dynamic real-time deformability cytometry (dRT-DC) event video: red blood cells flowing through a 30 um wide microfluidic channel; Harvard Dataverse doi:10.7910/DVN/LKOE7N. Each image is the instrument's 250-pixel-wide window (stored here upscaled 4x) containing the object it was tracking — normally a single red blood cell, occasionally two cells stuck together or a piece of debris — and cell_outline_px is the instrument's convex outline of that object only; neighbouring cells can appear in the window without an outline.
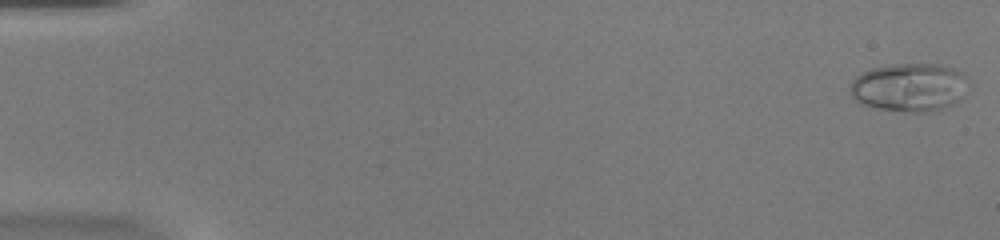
{"species": "common noctule bat (a hibernating species)", "species_latin": "Nyctalus noctula", "temperature_condition": "warm", "stored_images_in_passage": 52, "camera_frame_rate_fps": 3000, "um_per_image_px": 0.085, "animal": {"sex": "female", "body_mass_g": 20.0, "forearm_length_mm": 54.0}, "frame": {"image": 1, "passage_image": 1, "time_ms": 0.0, "image_size_px": [1000, 240], "cell_outline_px": [[964, 96], [960, 100], [944, 108], [924, 112], [904, 112], [872, 108], [860, 104], [848, 92], [848, 88], [852, 80], [856, 76], [872, 68], [892, 64], [940, 64], [952, 68], [960, 72]], "centroid_in_image_um": [77.18, 7.44], "position_along_channel_um": 7.8, "area_um2": 33.12}}
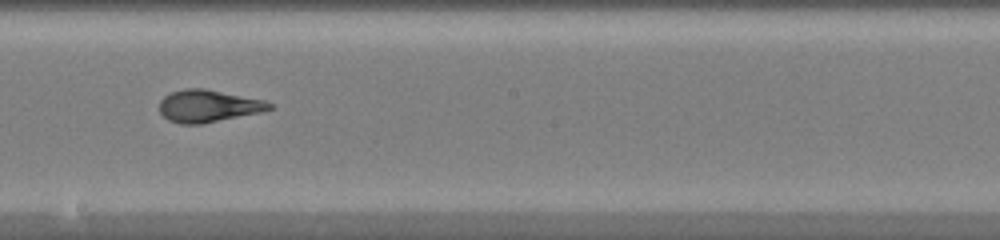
{"frame": {"image": 2, "passage_image": 30, "time_ms": 9.667, "image_size_px": [1000, 240], "cell_outline_px": [[276, 108], [264, 112], [200, 124], [180, 124], [168, 120], [160, 112], [160, 100], [164, 96], [172, 92], [184, 88], [204, 88], [264, 100], [272, 104]], "centroid_in_image_um": [17.73, 9.01], "position_along_channel_um": 230.5, "area_um2": 20.81}}
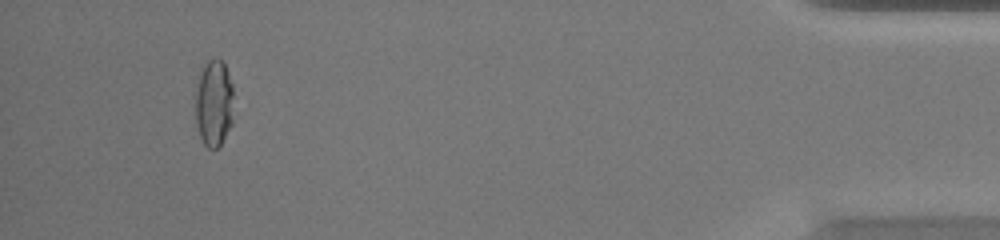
{"frame": {"image": 3, "passage_image": 49, "time_ms": 16.0, "image_size_px": [1000, 240], "cell_outline_px": [[232, 124], [220, 144], [216, 148], [208, 148], [204, 144], [200, 136], [196, 124], [196, 92], [200, 72], [204, 64], [212, 56], [216, 56], [224, 64], [228, 72], [232, 84]], "centroid_in_image_um": [18.18, 8.73], "position_along_channel_um": 417.0, "area_um2": 19.31}, "authors_computed_cell_mechanics": {"area_um2": 21.0681, "velocity_mm_per_s": 3.9784, "shape_relaxation_time_tau1_ms": 8.3915, "shape_relaxation_time_tau2_ms": 0.7302, "deformation_change_tau1": 0.2874, "deformation_change_tau2": 0.0624}}